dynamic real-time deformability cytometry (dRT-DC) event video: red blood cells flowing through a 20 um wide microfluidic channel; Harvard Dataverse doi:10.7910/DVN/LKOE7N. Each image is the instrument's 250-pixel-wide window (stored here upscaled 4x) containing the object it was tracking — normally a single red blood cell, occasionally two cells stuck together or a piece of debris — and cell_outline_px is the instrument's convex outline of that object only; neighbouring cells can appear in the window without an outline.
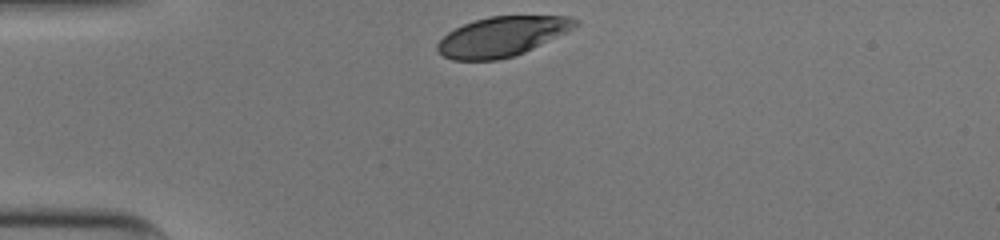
{"species": "human", "species_latin": "Homo sapiens", "temperature_condition": "cold", "stored_images_in_passage": 30, "camera_frame_rate_fps": 3000, "um_per_image_px": 0.085, "donor": {"sex": "male"}, "frame": {"image": 1, "passage_image": 1, "time_ms": 0.0, "image_size_px": [1000, 240], "cell_outline_px": [[580, 24], [568, 32], [524, 52], [512, 56], [496, 60], [452, 60], [444, 56], [436, 48], [436, 44], [448, 32], [464, 24], [488, 16], [568, 16], [580, 20]], "centroid_in_image_um": [42.71, 3.09], "position_along_channel_um": 42.3, "area_um2": 31.79}}
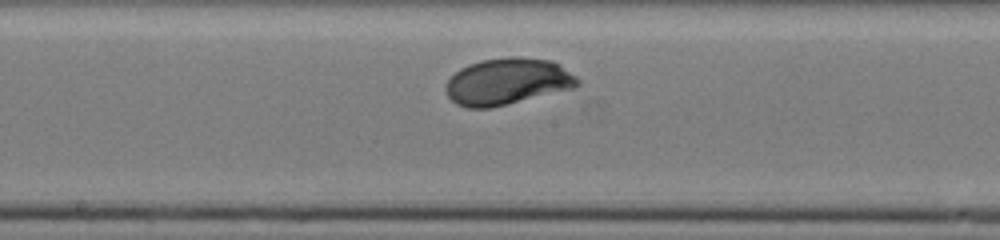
{"frame": {"image": 2, "passage_image": 16, "time_ms": 5.0, "image_size_px": [1000, 240], "cell_outline_px": [[580, 84], [572, 88], [488, 108], [468, 108], [456, 104], [448, 96], [444, 88], [444, 84], [460, 68], [468, 64], [480, 60], [508, 56], [520, 56], [552, 60], [560, 64], [576, 76], [580, 80]], "centroid_in_image_um": [43.11, 6.9], "position_along_channel_um": 205.1, "area_um2": 35.78}}
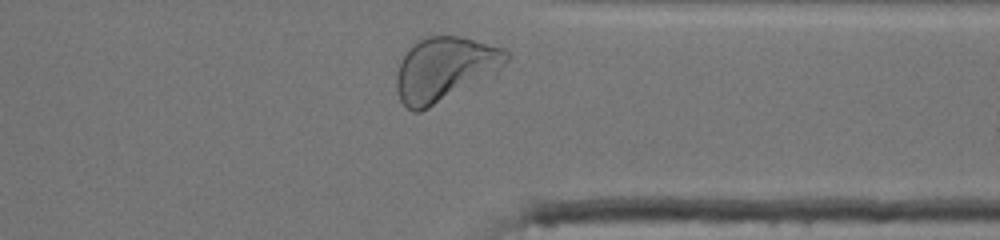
{"frame": {"image": 3, "passage_image": 29, "time_ms": 9.333, "image_size_px": [1000, 240], "cell_outline_px": [[512, 56], [496, 72], [428, 108], [420, 112], [412, 112], [400, 100], [396, 88], [396, 76], [400, 60], [420, 40], [428, 36], [460, 36], [504, 48], [512, 52]], "centroid_in_image_um": [37.81, 5.86], "position_along_channel_um": 373.6, "area_um2": 40.4}, "authors_computed_cell_mechanics": {"area_um2": 34.9979, "velocity_mm_per_s": 3.9135, "shape_relaxation_time_tau1_ms": 2.6848, "shape_relaxation_time_tau2_ms": null, "deformation_change_tau1": 0.1439, "deformation_change_tau2": null}}